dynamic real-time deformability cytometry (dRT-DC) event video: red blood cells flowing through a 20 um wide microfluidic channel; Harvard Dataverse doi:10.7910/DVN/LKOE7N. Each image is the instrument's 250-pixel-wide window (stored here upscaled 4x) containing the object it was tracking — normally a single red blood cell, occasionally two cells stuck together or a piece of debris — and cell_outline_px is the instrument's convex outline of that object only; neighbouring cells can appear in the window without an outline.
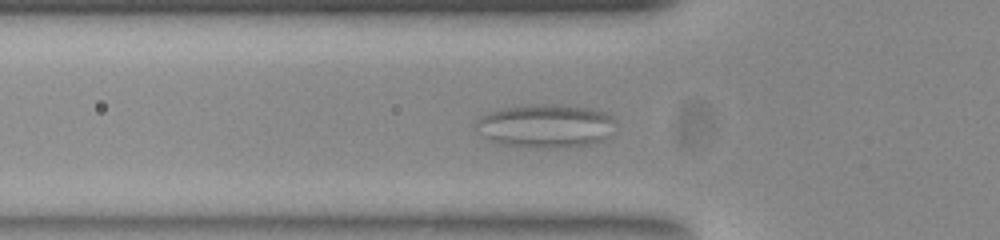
{"species": "common noctule bat (a hibernating species)", "species_latin": "Nyctalus noctula", "temperature_condition": "room temperature", "stored_images_in_passage": 43, "camera_frame_rate_fps": 3000, "um_per_image_px": 0.085, "animal": {"sex": "female", "body_mass_g": 23.0, "forearm_length_mm": 53.4}, "frame": {"image": 1, "passage_image": 3, "time_ms": 0.667, "image_size_px": [1000, 240], "cell_outline_px": [[612, 120], [604, 136], [600, 140], [588, 144], [556, 148], [532, 148], [500, 144], [492, 140], [476, 124], [476, 120], [480, 116], [488, 112], [500, 108], [528, 104], [568, 104], [592, 108], [604, 112], [612, 116]], "centroid_in_image_um": [46.33, 10.67], "position_along_channel_um": 79.5, "area_um2": 34.8}}
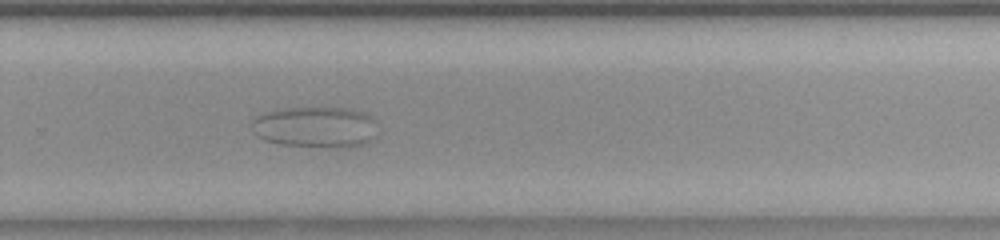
{"frame": {"image": 2, "passage_image": 23, "time_ms": 7.333, "image_size_px": [1000, 240], "cell_outline_px": [[372, 120], [368, 140], [360, 144], [344, 148], [332, 148], [280, 144], [264, 140], [256, 136], [252, 124], [252, 120], [256, 116], [276, 108], [348, 108], [364, 112]], "centroid_in_image_um": [26.66, 10.8], "position_along_channel_um": 303.1, "area_um2": 29.48}}
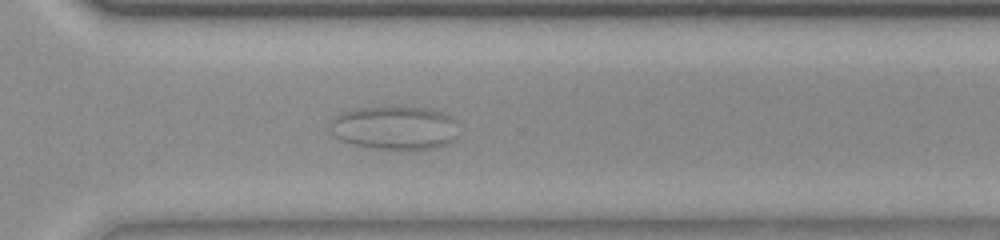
{"frame": {"image": 3, "passage_image": 26, "time_ms": 8.333, "image_size_px": [1000, 240], "cell_outline_px": [[456, 136], [448, 144], [436, 148], [408, 152], [388, 152], [352, 144], [336, 136], [332, 124], [332, 120], [340, 112], [356, 108], [384, 104], [400, 104], [432, 108], [452, 116]], "centroid_in_image_um": [33.58, 10.85], "position_along_channel_um": 337.0, "area_um2": 34.28}}